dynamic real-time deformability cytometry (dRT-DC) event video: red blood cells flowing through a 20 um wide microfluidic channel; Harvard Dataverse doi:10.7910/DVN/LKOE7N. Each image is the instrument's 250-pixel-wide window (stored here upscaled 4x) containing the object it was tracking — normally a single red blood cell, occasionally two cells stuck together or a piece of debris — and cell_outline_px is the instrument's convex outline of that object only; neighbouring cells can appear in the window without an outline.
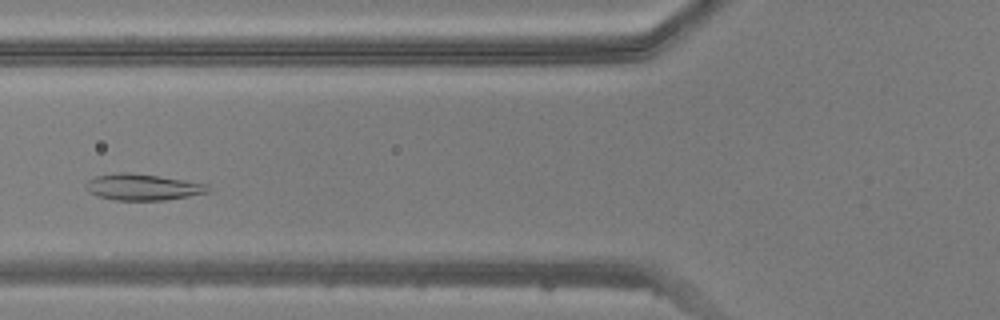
{"species": "common noctule bat (a hibernating species)", "species_latin": "Nyctalus noctula", "temperature_condition": "warm", "stored_images_in_passage": 44, "camera_frame_rate_fps": 3000, "um_per_image_px": 0.085, "animal": {"sex": "male", "body_mass_g": 20.5, "forearm_length_mm": 52.5}, "frame": {"image": 1, "passage_image": 13, "time_ms": 4.0, "image_size_px": [1000, 320], "cell_outline_px": [[212, 188], [208, 192], [188, 196], [164, 200], [116, 200], [96, 196], [88, 192], [84, 184], [88, 180], [96, 176], [120, 172], [128, 172], [156, 176], [208, 184]], "centroid_in_image_um": [12.1, 15.91], "position_along_channel_um": 113.7, "area_um2": 18.61}}
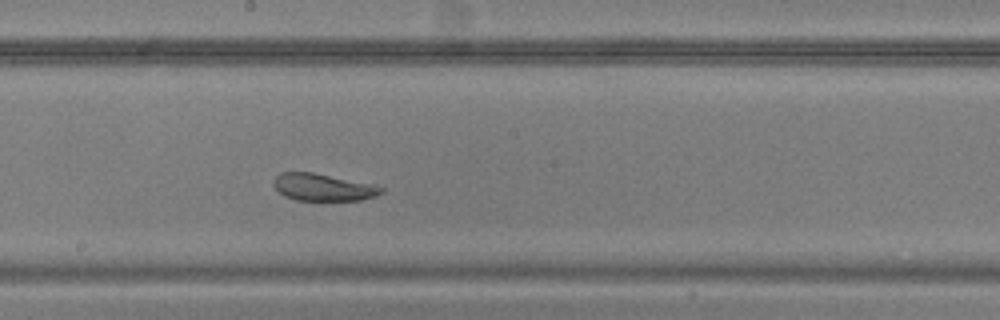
{"frame": {"image": 2, "passage_image": 21, "time_ms": 6.667, "image_size_px": [1000, 320], "cell_outline_px": [[384, 192], [360, 200], [296, 200], [284, 196], [272, 184], [272, 180], [280, 172], [312, 172], [372, 184], [384, 188]], "centroid_in_image_um": [27.41, 15.91], "position_along_channel_um": 220.8, "area_um2": 16.88}}
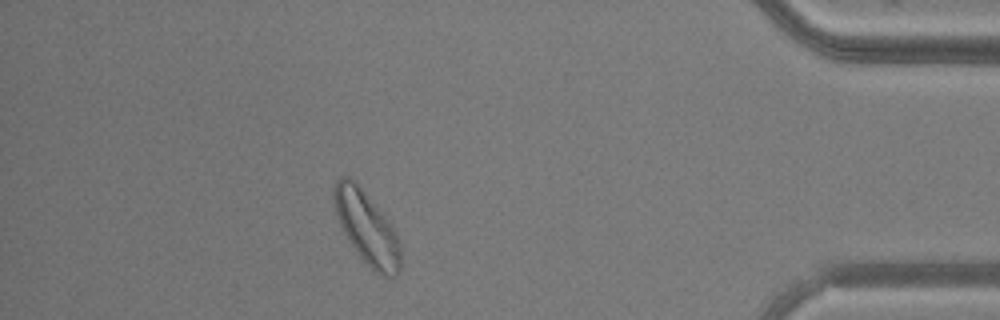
{"frame": {"image": 3, "passage_image": 38, "time_ms": 12.333, "image_size_px": [1000, 320], "cell_outline_px": [[400, 268], [396, 276], [380, 276], [360, 256], [344, 232], [340, 224], [336, 212], [332, 196], [332, 188], [336, 180], [340, 176], [348, 176], [356, 180], [388, 220], [396, 232], [400, 244]], "centroid_in_image_um": [31.16, 19.3], "position_along_channel_um": 404.0, "area_um2": 28.09}}